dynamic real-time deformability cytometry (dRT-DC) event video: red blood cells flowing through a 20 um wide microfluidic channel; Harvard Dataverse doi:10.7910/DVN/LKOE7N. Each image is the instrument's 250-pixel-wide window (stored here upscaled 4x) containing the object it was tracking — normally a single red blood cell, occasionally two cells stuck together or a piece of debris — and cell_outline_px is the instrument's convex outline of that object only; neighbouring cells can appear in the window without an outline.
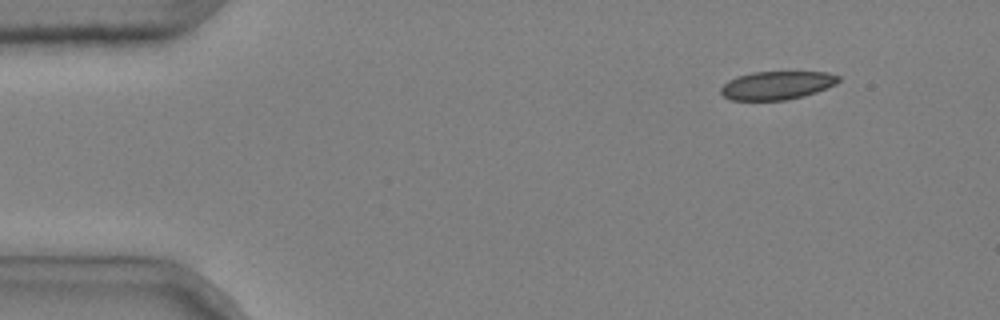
{"species": "common noctule bat (a hibernating species)", "species_latin": "Nyctalus noctula", "temperature_condition": "cold", "stored_images_in_passage": 4, "camera_frame_rate_fps": 3000, "um_per_image_px": 0.085, "animal": {"sex": "male", "body_mass_g": 20.4}, "frame": {"image": 1, "passage_image": 1, "time_ms": 0.0, "image_size_px": [1000, 320], "cell_outline_px": [[840, 80], [836, 84], [816, 92], [804, 96], [788, 100], [732, 100], [724, 96], [720, 92], [720, 88], [728, 80], [736, 76], [752, 72], [828, 72], [840, 76]], "centroid_in_image_um": [66.04, 7.25], "position_along_channel_um": 19.0, "area_um2": 19.54}}
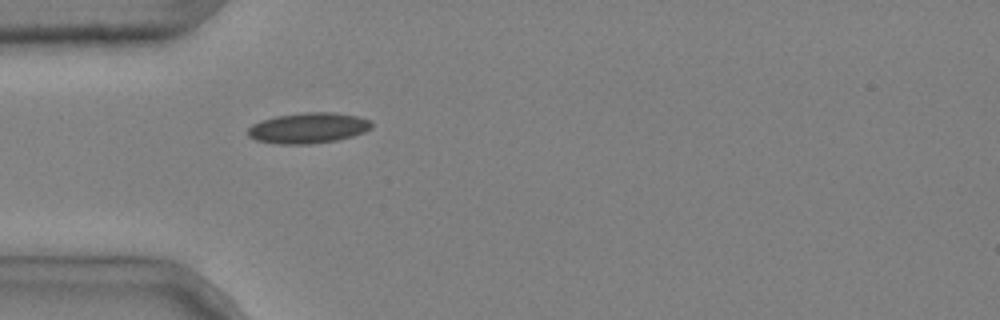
{"frame": {"image": 2, "passage_image": 4, "time_ms": 1.0, "image_size_px": [1000, 320], "cell_outline_px": [[372, 128], [364, 132], [352, 136], [336, 140], [312, 144], [280, 144], [256, 140], [248, 136], [248, 128], [252, 124], [260, 120], [276, 116], [304, 112], [336, 112], [356, 116], [372, 120]], "centroid_in_image_um": [26.21, 10.87], "position_along_channel_um": 58.8, "area_um2": 22.2}}